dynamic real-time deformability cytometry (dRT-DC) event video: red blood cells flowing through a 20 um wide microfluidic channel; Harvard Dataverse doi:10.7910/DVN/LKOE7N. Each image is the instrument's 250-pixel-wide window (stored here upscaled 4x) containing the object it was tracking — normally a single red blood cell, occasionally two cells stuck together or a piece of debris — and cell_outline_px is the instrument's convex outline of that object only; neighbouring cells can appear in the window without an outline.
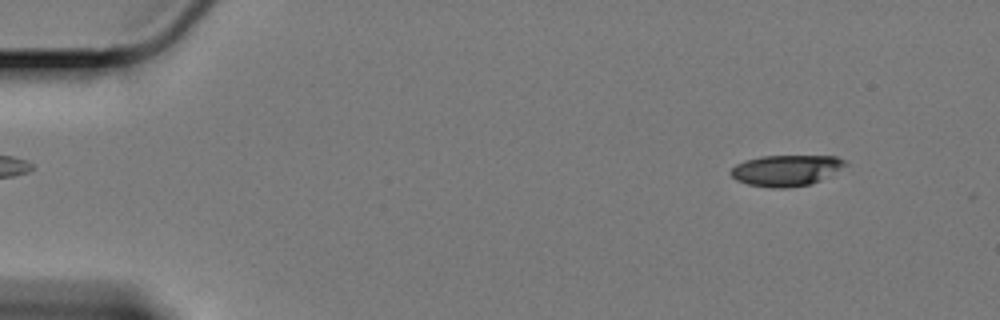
{"species": "Egyptian fruit bat (a non-hibernating species)", "species_latin": "Rousettus aegyptiacus", "temperature_condition": "cold", "stored_images_in_passage": 59, "camera_frame_rate_fps": 3000, "um_per_image_px": 0.085, "animal": {"sex": "female"}, "frame": {"image": 1, "passage_image": 6, "time_ms": 1.667, "image_size_px": [1000, 320], "cell_outline_px": [[848, 164], [820, 180], [812, 184], [788, 188], [772, 188], [748, 184], [736, 180], [728, 172], [736, 164], [744, 160], [760, 156], [836, 156], [844, 160]], "centroid_in_image_um": [66.78, 14.48], "position_along_channel_um": 18.2, "area_um2": 20.69}}
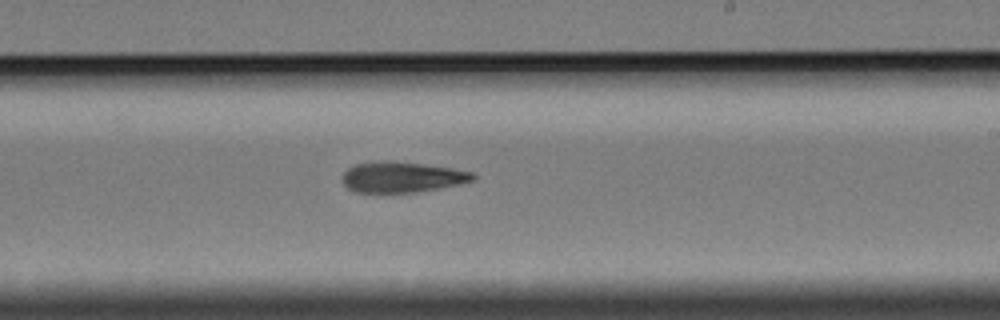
{"frame": {"image": 2, "passage_image": 36, "time_ms": 11.667, "image_size_px": [1000, 320], "cell_outline_px": [[476, 176], [472, 180], [460, 184], [416, 192], [356, 192], [348, 188], [340, 180], [340, 176], [348, 168], [356, 164], [384, 160], [392, 160], [424, 164], [452, 168], [472, 172]], "centroid_in_image_um": [34.12, 15.04], "position_along_channel_um": 254.9, "area_um2": 23.35}}
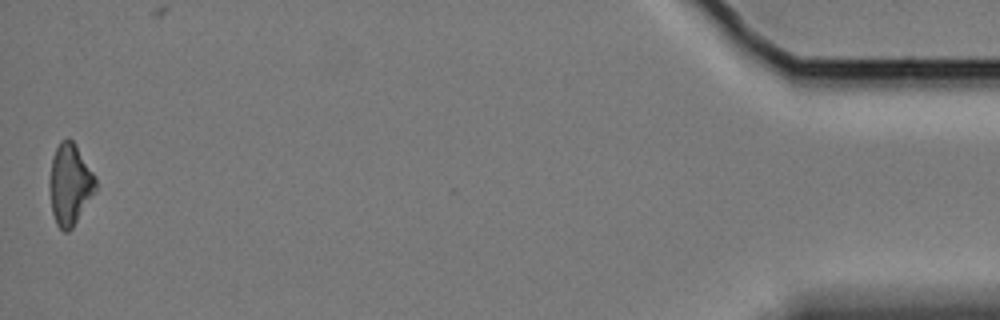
{"frame": {"image": 3, "passage_image": 59, "time_ms": 19.333, "image_size_px": [1000, 320], "cell_outline_px": [[96, 188], [72, 228], [68, 232], [64, 232], [56, 224], [52, 212], [48, 188], [48, 180], [52, 156], [60, 140], [68, 136], [72, 140], [96, 176]], "centroid_in_image_um": [5.9, 15.64], "position_along_channel_um": 429.3, "area_um2": 21.91}, "authors_computed_cell_mechanics": {"area_um2": 22.9466, "velocity_mm_per_s": 3.3919, "shape_relaxation_time_tau1_ms": 9.6401, "shape_relaxation_time_tau2_ms": null, "deformation_change_tau1": 0.1622, "deformation_change_tau2": null}}